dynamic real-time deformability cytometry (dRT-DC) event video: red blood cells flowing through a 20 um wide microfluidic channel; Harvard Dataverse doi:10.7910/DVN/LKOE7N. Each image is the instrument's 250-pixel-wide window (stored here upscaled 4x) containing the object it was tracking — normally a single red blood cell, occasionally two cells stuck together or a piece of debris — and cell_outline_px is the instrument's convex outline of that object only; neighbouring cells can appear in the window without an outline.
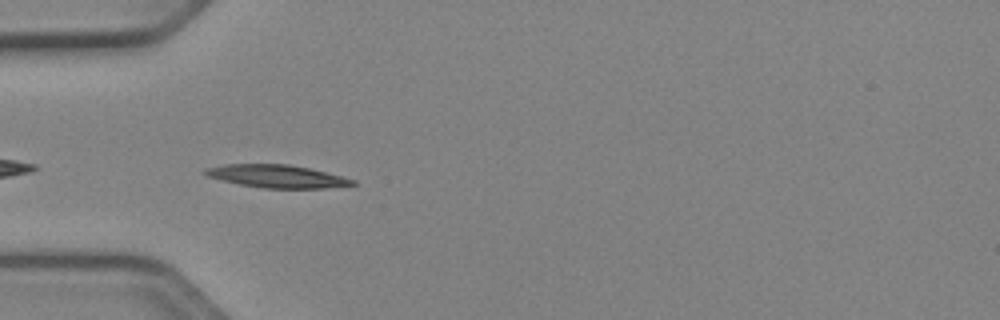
{"species": "Egyptian fruit bat (a non-hibernating species)", "species_latin": "Rousettus aegyptiacus", "temperature_condition": "cold", "stored_images_in_passage": 24, "camera_frame_rate_fps": 3000, "um_per_image_px": 0.085, "animal": {"sex": "female"}, "frame": {"image": 1, "passage_image": 2, "time_ms": 0.333, "image_size_px": [1000, 320], "cell_outline_px": [[356, 184], [324, 188], [264, 188], [240, 184], [208, 176], [200, 172], [204, 168], [224, 164], [288, 164], [308, 168], [356, 180]], "centroid_in_image_um": [23.48, 14.97], "position_along_channel_um": 61.5, "area_um2": 19.36}}
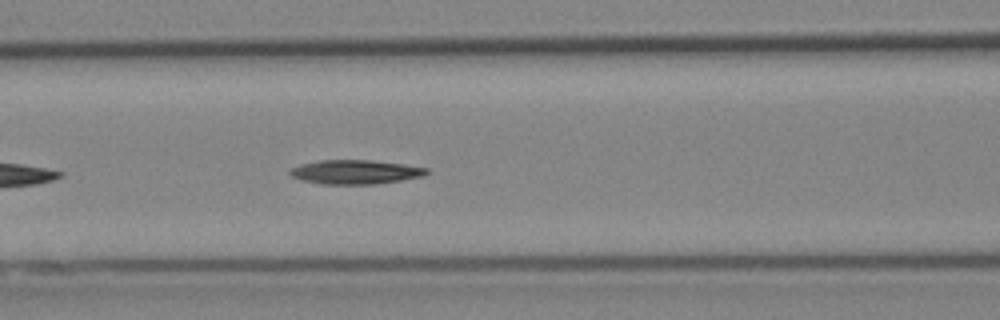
{"frame": {"image": 2, "passage_image": 8, "time_ms": 2.333, "image_size_px": [1000, 320], "cell_outline_px": [[428, 172], [424, 176], [400, 180], [372, 184], [320, 184], [300, 180], [292, 176], [288, 172], [292, 168], [300, 164], [320, 160], [372, 160], [404, 164], [428, 168]], "centroid_in_image_um": [30.18, 14.61], "position_along_channel_um": 136.4, "area_um2": 19.19}}
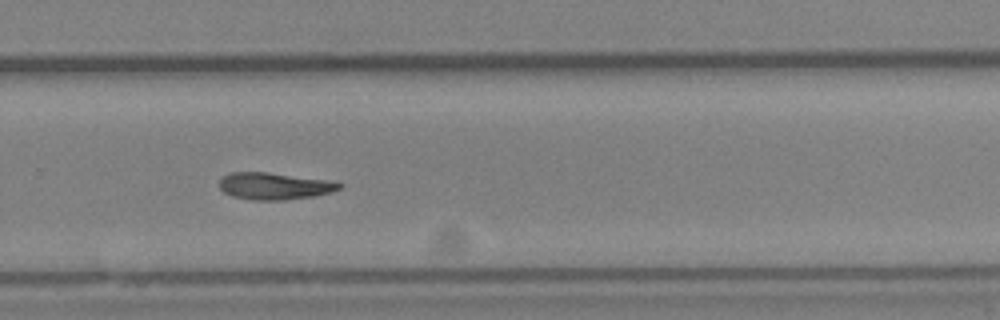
{"frame": {"image": 3, "passage_image": 21, "time_ms": 6.667, "image_size_px": [1000, 320], "cell_outline_px": [[344, 184], [340, 188], [332, 192], [312, 196], [284, 200], [252, 200], [232, 196], [224, 192], [220, 188], [220, 180], [224, 176], [232, 172], [268, 172], [336, 180]], "centroid_in_image_um": [23.39, 15.8], "position_along_channel_um": 306.4, "area_um2": 19.07}}